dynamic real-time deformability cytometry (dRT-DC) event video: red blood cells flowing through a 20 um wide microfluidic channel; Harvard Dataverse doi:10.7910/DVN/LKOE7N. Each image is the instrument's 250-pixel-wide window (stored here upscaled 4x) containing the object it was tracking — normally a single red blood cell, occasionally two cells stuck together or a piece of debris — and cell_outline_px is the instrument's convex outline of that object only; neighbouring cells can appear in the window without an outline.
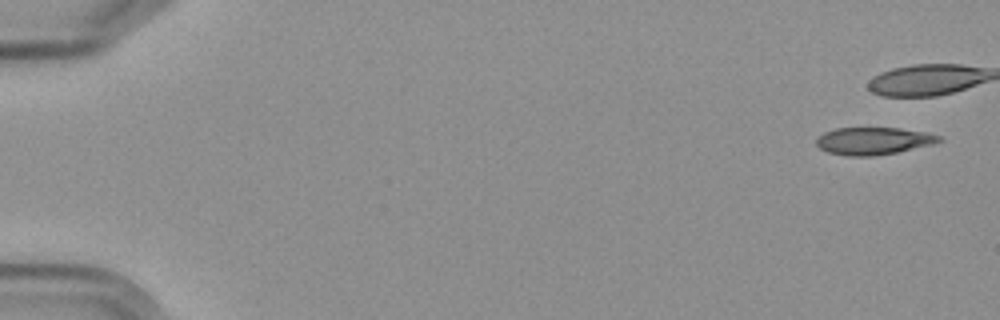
{"species": "Egyptian fruit bat (a non-hibernating species)", "species_latin": "Rousettus aegyptiacus", "temperature_condition": "cold", "stored_images_in_passage": 7, "camera_frame_rate_fps": 3000, "um_per_image_px": 0.085, "frame": {"image": 1, "passage_image": 1, "time_ms": 0.0, "image_size_px": [1000, 320], "cell_outline_px": [[944, 140], [932, 144], [896, 152], [872, 156], [848, 156], [828, 152], [820, 148], [816, 144], [816, 140], [824, 132], [836, 128], [900, 128], [924, 132], [940, 136]], "centroid_in_image_um": [74.23, 11.97], "position_along_channel_um": 10.8, "area_um2": 19.36}}
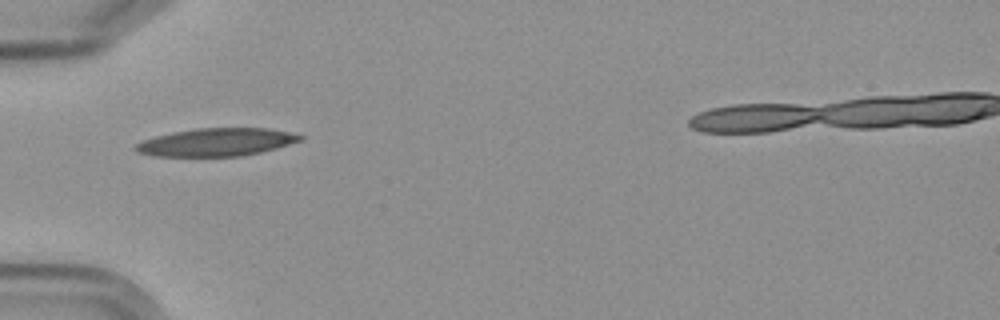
{"frame": {"image": 2, "passage_image": 6, "time_ms": 6.667, "image_size_px": [1000, 320], "cell_outline_px": [[304, 140], [276, 148], [260, 152], [240, 156], [152, 156], [136, 152], [132, 148], [136, 144], [144, 140], [156, 136], [172, 132], [196, 128], [268, 128], [288, 132], [304, 136]], "centroid_in_image_um": [18.38, 12.08], "position_along_channel_um": 66.6, "area_um2": 26.76}}
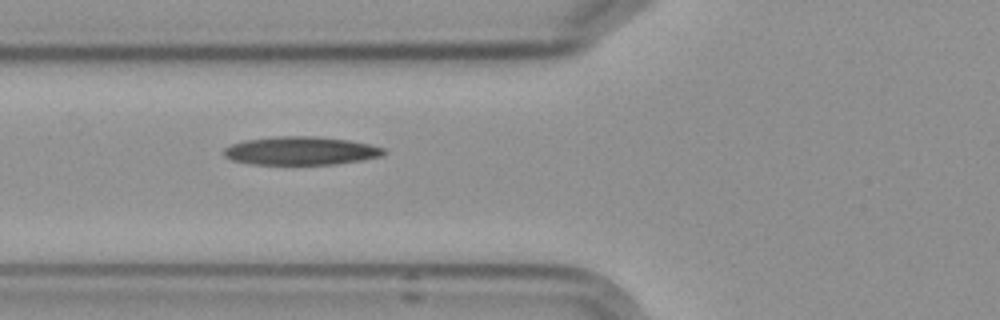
{"frame": {"image": 3, "passage_image": 7, "time_ms": 7.667, "image_size_px": [1000, 320], "cell_outline_px": [[384, 152], [380, 156], [360, 160], [336, 164], [248, 164], [232, 160], [224, 156], [224, 148], [232, 144], [244, 140], [276, 136], [316, 136], [348, 140], [368, 144], [384, 148]], "centroid_in_image_um": [25.51, 12.81], "position_along_channel_um": 100.3, "area_um2": 26.24}}